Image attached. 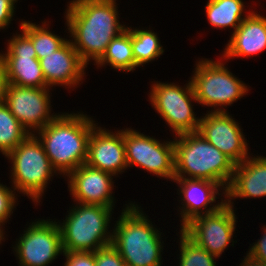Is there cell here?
<instances>
[{
  "mask_svg": "<svg viewBox=\"0 0 266 266\" xmlns=\"http://www.w3.org/2000/svg\"><path fill=\"white\" fill-rule=\"evenodd\" d=\"M83 114H61L38 130L39 141L52 166L66 176L85 164L89 135L96 126Z\"/></svg>",
  "mask_w": 266,
  "mask_h": 266,
  "instance_id": "2",
  "label": "cell"
},
{
  "mask_svg": "<svg viewBox=\"0 0 266 266\" xmlns=\"http://www.w3.org/2000/svg\"><path fill=\"white\" fill-rule=\"evenodd\" d=\"M178 138L174 141V178L188 174L187 178L217 182L226 192L236 164L199 132L182 133Z\"/></svg>",
  "mask_w": 266,
  "mask_h": 266,
  "instance_id": "3",
  "label": "cell"
},
{
  "mask_svg": "<svg viewBox=\"0 0 266 266\" xmlns=\"http://www.w3.org/2000/svg\"><path fill=\"white\" fill-rule=\"evenodd\" d=\"M29 134L16 117L10 112L7 105L0 104V151L7 155L16 148Z\"/></svg>",
  "mask_w": 266,
  "mask_h": 266,
  "instance_id": "23",
  "label": "cell"
},
{
  "mask_svg": "<svg viewBox=\"0 0 266 266\" xmlns=\"http://www.w3.org/2000/svg\"><path fill=\"white\" fill-rule=\"evenodd\" d=\"M8 85L9 82L7 79L5 65L0 54V104L5 101Z\"/></svg>",
  "mask_w": 266,
  "mask_h": 266,
  "instance_id": "32",
  "label": "cell"
},
{
  "mask_svg": "<svg viewBox=\"0 0 266 266\" xmlns=\"http://www.w3.org/2000/svg\"><path fill=\"white\" fill-rule=\"evenodd\" d=\"M112 234L111 245L126 266H161L160 233L135 204L127 205Z\"/></svg>",
  "mask_w": 266,
  "mask_h": 266,
  "instance_id": "4",
  "label": "cell"
},
{
  "mask_svg": "<svg viewBox=\"0 0 266 266\" xmlns=\"http://www.w3.org/2000/svg\"><path fill=\"white\" fill-rule=\"evenodd\" d=\"M20 26L21 30L32 40L38 60L55 52L68 41L51 33L44 23L41 27L34 23L22 21Z\"/></svg>",
  "mask_w": 266,
  "mask_h": 266,
  "instance_id": "25",
  "label": "cell"
},
{
  "mask_svg": "<svg viewBox=\"0 0 266 266\" xmlns=\"http://www.w3.org/2000/svg\"><path fill=\"white\" fill-rule=\"evenodd\" d=\"M109 63L113 68L122 71H134L135 59L131 44V31L127 27L107 45L106 52L96 62L98 66Z\"/></svg>",
  "mask_w": 266,
  "mask_h": 266,
  "instance_id": "21",
  "label": "cell"
},
{
  "mask_svg": "<svg viewBox=\"0 0 266 266\" xmlns=\"http://www.w3.org/2000/svg\"><path fill=\"white\" fill-rule=\"evenodd\" d=\"M96 266H126L119 252L110 244L94 252Z\"/></svg>",
  "mask_w": 266,
  "mask_h": 266,
  "instance_id": "27",
  "label": "cell"
},
{
  "mask_svg": "<svg viewBox=\"0 0 266 266\" xmlns=\"http://www.w3.org/2000/svg\"><path fill=\"white\" fill-rule=\"evenodd\" d=\"M8 44L7 53L1 56L9 84L48 88L32 40L22 31V35H15Z\"/></svg>",
  "mask_w": 266,
  "mask_h": 266,
  "instance_id": "12",
  "label": "cell"
},
{
  "mask_svg": "<svg viewBox=\"0 0 266 266\" xmlns=\"http://www.w3.org/2000/svg\"><path fill=\"white\" fill-rule=\"evenodd\" d=\"M3 237V238H2ZM4 239V236H3V232H0V243H1V240Z\"/></svg>",
  "mask_w": 266,
  "mask_h": 266,
  "instance_id": "35",
  "label": "cell"
},
{
  "mask_svg": "<svg viewBox=\"0 0 266 266\" xmlns=\"http://www.w3.org/2000/svg\"><path fill=\"white\" fill-rule=\"evenodd\" d=\"M4 103L28 132L42 129L58 116L50 115L49 88L9 84Z\"/></svg>",
  "mask_w": 266,
  "mask_h": 266,
  "instance_id": "14",
  "label": "cell"
},
{
  "mask_svg": "<svg viewBox=\"0 0 266 266\" xmlns=\"http://www.w3.org/2000/svg\"><path fill=\"white\" fill-rule=\"evenodd\" d=\"M242 0H208L206 13L209 23L216 28L233 27L234 32L248 16H242Z\"/></svg>",
  "mask_w": 266,
  "mask_h": 266,
  "instance_id": "22",
  "label": "cell"
},
{
  "mask_svg": "<svg viewBox=\"0 0 266 266\" xmlns=\"http://www.w3.org/2000/svg\"><path fill=\"white\" fill-rule=\"evenodd\" d=\"M40 64L48 88L56 84L69 87L78 85L83 79L87 65L74 49L71 40L55 52L41 58Z\"/></svg>",
  "mask_w": 266,
  "mask_h": 266,
  "instance_id": "17",
  "label": "cell"
},
{
  "mask_svg": "<svg viewBox=\"0 0 266 266\" xmlns=\"http://www.w3.org/2000/svg\"><path fill=\"white\" fill-rule=\"evenodd\" d=\"M180 237V262L179 266H216V256L197 245L182 230Z\"/></svg>",
  "mask_w": 266,
  "mask_h": 266,
  "instance_id": "26",
  "label": "cell"
},
{
  "mask_svg": "<svg viewBox=\"0 0 266 266\" xmlns=\"http://www.w3.org/2000/svg\"><path fill=\"white\" fill-rule=\"evenodd\" d=\"M264 235L254 246L251 247L248 256L266 264V228H263Z\"/></svg>",
  "mask_w": 266,
  "mask_h": 266,
  "instance_id": "30",
  "label": "cell"
},
{
  "mask_svg": "<svg viewBox=\"0 0 266 266\" xmlns=\"http://www.w3.org/2000/svg\"><path fill=\"white\" fill-rule=\"evenodd\" d=\"M66 256L65 266H96L95 254L89 251L63 252Z\"/></svg>",
  "mask_w": 266,
  "mask_h": 266,
  "instance_id": "29",
  "label": "cell"
},
{
  "mask_svg": "<svg viewBox=\"0 0 266 266\" xmlns=\"http://www.w3.org/2000/svg\"><path fill=\"white\" fill-rule=\"evenodd\" d=\"M24 232L14 250L21 266H46L64 252L56 221L38 220Z\"/></svg>",
  "mask_w": 266,
  "mask_h": 266,
  "instance_id": "11",
  "label": "cell"
},
{
  "mask_svg": "<svg viewBox=\"0 0 266 266\" xmlns=\"http://www.w3.org/2000/svg\"><path fill=\"white\" fill-rule=\"evenodd\" d=\"M67 9L71 43L86 64L91 58L97 62L112 39L126 29L117 20L115 0H73Z\"/></svg>",
  "mask_w": 266,
  "mask_h": 266,
  "instance_id": "1",
  "label": "cell"
},
{
  "mask_svg": "<svg viewBox=\"0 0 266 266\" xmlns=\"http://www.w3.org/2000/svg\"><path fill=\"white\" fill-rule=\"evenodd\" d=\"M112 209L81 203L71 209L63 225L59 224L63 251L95 252L110 245L112 233L107 232V226L110 223Z\"/></svg>",
  "mask_w": 266,
  "mask_h": 266,
  "instance_id": "5",
  "label": "cell"
},
{
  "mask_svg": "<svg viewBox=\"0 0 266 266\" xmlns=\"http://www.w3.org/2000/svg\"><path fill=\"white\" fill-rule=\"evenodd\" d=\"M191 78L197 103L207 106H227L248 93L247 86L233 76L220 61L202 60L196 64Z\"/></svg>",
  "mask_w": 266,
  "mask_h": 266,
  "instance_id": "7",
  "label": "cell"
},
{
  "mask_svg": "<svg viewBox=\"0 0 266 266\" xmlns=\"http://www.w3.org/2000/svg\"><path fill=\"white\" fill-rule=\"evenodd\" d=\"M123 140L128 167L136 165L159 177L174 179V141L162 144L132 129L123 130Z\"/></svg>",
  "mask_w": 266,
  "mask_h": 266,
  "instance_id": "9",
  "label": "cell"
},
{
  "mask_svg": "<svg viewBox=\"0 0 266 266\" xmlns=\"http://www.w3.org/2000/svg\"><path fill=\"white\" fill-rule=\"evenodd\" d=\"M85 164L112 175L123 172L128 167L123 130L115 134L95 126L89 135Z\"/></svg>",
  "mask_w": 266,
  "mask_h": 266,
  "instance_id": "15",
  "label": "cell"
},
{
  "mask_svg": "<svg viewBox=\"0 0 266 266\" xmlns=\"http://www.w3.org/2000/svg\"><path fill=\"white\" fill-rule=\"evenodd\" d=\"M241 266H266V264L259 262L247 255L245 259L243 260V263L241 264Z\"/></svg>",
  "mask_w": 266,
  "mask_h": 266,
  "instance_id": "33",
  "label": "cell"
},
{
  "mask_svg": "<svg viewBox=\"0 0 266 266\" xmlns=\"http://www.w3.org/2000/svg\"><path fill=\"white\" fill-rule=\"evenodd\" d=\"M215 212L193 218L181 230L197 245L219 257L231 243L236 225V216L231 201Z\"/></svg>",
  "mask_w": 266,
  "mask_h": 266,
  "instance_id": "10",
  "label": "cell"
},
{
  "mask_svg": "<svg viewBox=\"0 0 266 266\" xmlns=\"http://www.w3.org/2000/svg\"><path fill=\"white\" fill-rule=\"evenodd\" d=\"M150 94L151 104L176 135L198 132L200 119L194 116L191 106V100L197 102L191 81L185 89L173 83L157 82Z\"/></svg>",
  "mask_w": 266,
  "mask_h": 266,
  "instance_id": "8",
  "label": "cell"
},
{
  "mask_svg": "<svg viewBox=\"0 0 266 266\" xmlns=\"http://www.w3.org/2000/svg\"><path fill=\"white\" fill-rule=\"evenodd\" d=\"M34 133L29 134L6 157L12 160V175L14 191L20 190L38 201L44 193L50 177L55 169L47 157L44 148Z\"/></svg>",
  "mask_w": 266,
  "mask_h": 266,
  "instance_id": "6",
  "label": "cell"
},
{
  "mask_svg": "<svg viewBox=\"0 0 266 266\" xmlns=\"http://www.w3.org/2000/svg\"><path fill=\"white\" fill-rule=\"evenodd\" d=\"M266 49V17L254 11L241 22L233 32L229 43L224 50V57H247Z\"/></svg>",
  "mask_w": 266,
  "mask_h": 266,
  "instance_id": "20",
  "label": "cell"
},
{
  "mask_svg": "<svg viewBox=\"0 0 266 266\" xmlns=\"http://www.w3.org/2000/svg\"><path fill=\"white\" fill-rule=\"evenodd\" d=\"M178 183L180 188V194L183 196L184 207H182L181 217L182 226L181 229L189 223L193 218L201 216L203 214H210L217 211L225 202L222 200L218 205L213 207H206L216 201V194H218V187L221 185L217 182H211L204 179H193V178H174L173 182ZM201 208L206 209L205 213Z\"/></svg>",
  "mask_w": 266,
  "mask_h": 266,
  "instance_id": "18",
  "label": "cell"
},
{
  "mask_svg": "<svg viewBox=\"0 0 266 266\" xmlns=\"http://www.w3.org/2000/svg\"><path fill=\"white\" fill-rule=\"evenodd\" d=\"M0 2H17V0H0Z\"/></svg>",
  "mask_w": 266,
  "mask_h": 266,
  "instance_id": "34",
  "label": "cell"
},
{
  "mask_svg": "<svg viewBox=\"0 0 266 266\" xmlns=\"http://www.w3.org/2000/svg\"><path fill=\"white\" fill-rule=\"evenodd\" d=\"M15 2H0V29L5 28L11 21Z\"/></svg>",
  "mask_w": 266,
  "mask_h": 266,
  "instance_id": "31",
  "label": "cell"
},
{
  "mask_svg": "<svg viewBox=\"0 0 266 266\" xmlns=\"http://www.w3.org/2000/svg\"><path fill=\"white\" fill-rule=\"evenodd\" d=\"M131 44L135 59V68L154 60L163 54V47L159 43L158 36L150 30H132Z\"/></svg>",
  "mask_w": 266,
  "mask_h": 266,
  "instance_id": "24",
  "label": "cell"
},
{
  "mask_svg": "<svg viewBox=\"0 0 266 266\" xmlns=\"http://www.w3.org/2000/svg\"><path fill=\"white\" fill-rule=\"evenodd\" d=\"M257 157L235 165L231 183L223 193L228 201L234 197L266 196V157Z\"/></svg>",
  "mask_w": 266,
  "mask_h": 266,
  "instance_id": "19",
  "label": "cell"
},
{
  "mask_svg": "<svg viewBox=\"0 0 266 266\" xmlns=\"http://www.w3.org/2000/svg\"><path fill=\"white\" fill-rule=\"evenodd\" d=\"M70 180L68 187L73 197L78 204H92L101 205L112 208V175L111 173L104 172L92 168L86 164L80 165L78 168L70 172Z\"/></svg>",
  "mask_w": 266,
  "mask_h": 266,
  "instance_id": "16",
  "label": "cell"
},
{
  "mask_svg": "<svg viewBox=\"0 0 266 266\" xmlns=\"http://www.w3.org/2000/svg\"><path fill=\"white\" fill-rule=\"evenodd\" d=\"M15 193L6 186L0 184V228L1 224L10 217L15 206Z\"/></svg>",
  "mask_w": 266,
  "mask_h": 266,
  "instance_id": "28",
  "label": "cell"
},
{
  "mask_svg": "<svg viewBox=\"0 0 266 266\" xmlns=\"http://www.w3.org/2000/svg\"><path fill=\"white\" fill-rule=\"evenodd\" d=\"M210 112L200 119L198 132L235 164L242 163L250 156L239 124L223 109Z\"/></svg>",
  "mask_w": 266,
  "mask_h": 266,
  "instance_id": "13",
  "label": "cell"
}]
</instances>
